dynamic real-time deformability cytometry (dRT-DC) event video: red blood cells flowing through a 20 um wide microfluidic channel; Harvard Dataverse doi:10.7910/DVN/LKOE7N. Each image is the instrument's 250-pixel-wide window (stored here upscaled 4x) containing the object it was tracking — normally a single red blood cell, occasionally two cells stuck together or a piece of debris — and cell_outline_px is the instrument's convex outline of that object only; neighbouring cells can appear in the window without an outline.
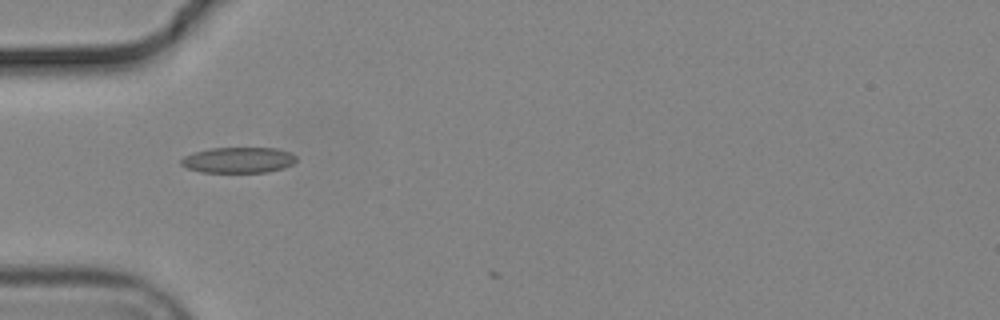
{"species": "common noctule bat (a hibernating species)", "species_latin": "Nyctalus noctula", "temperature_condition": "cold", "stored_images_in_passage": 4, "camera_frame_rate_fps": 3000, "um_per_image_px": 0.085, "animal": {"sex": "male", "body_mass_g": 19.2, "forearm_length_mm": 51.8}, "frame": {"image": 1, "passage_image": 1, "time_ms": 0.0, "image_size_px": [1000, 320], "cell_outline_px": [[296, 160], [292, 164], [284, 168], [268, 172], [200, 172], [188, 168], [180, 164], [180, 160], [184, 156], [196, 152], [212, 148], [276, 148], [288, 152], [296, 156]], "centroid_in_image_um": [20.26, 13.61], "position_along_channel_um": 64.7, "area_um2": 17.17}}